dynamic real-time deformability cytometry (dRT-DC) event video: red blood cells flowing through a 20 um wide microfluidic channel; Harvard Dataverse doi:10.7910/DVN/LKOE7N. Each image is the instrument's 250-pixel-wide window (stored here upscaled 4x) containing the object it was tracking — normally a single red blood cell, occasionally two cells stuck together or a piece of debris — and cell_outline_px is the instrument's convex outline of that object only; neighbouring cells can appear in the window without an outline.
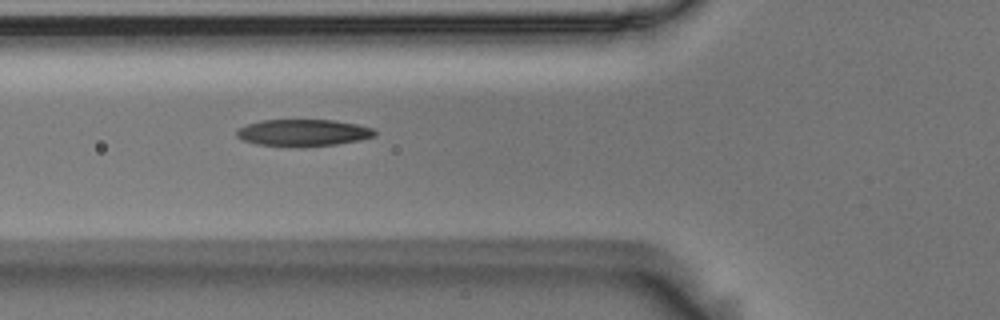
{"species": "Egyptian fruit bat (a non-hibernating species)", "species_latin": "Rousettus aegyptiacus", "temperature_condition": "room temperature", "stored_images_in_passage": 6, "camera_frame_rate_fps": 3000, "um_per_image_px": 0.085, "animal": {"sex": "male"}, "frame": {"image": 1, "passage_image": 6, "time_ms": 1.667, "image_size_px": [1000, 320], "cell_outline_px": [[376, 136], [360, 140], [336, 144], [300, 148], [256, 144], [244, 140], [236, 136], [236, 132], [240, 128], [248, 124], [260, 120], [332, 120], [356, 124], [372, 128], [376, 132]], "centroid_in_image_um": [25.77, 11.3], "position_along_channel_um": 100.0, "area_um2": 21.73}}